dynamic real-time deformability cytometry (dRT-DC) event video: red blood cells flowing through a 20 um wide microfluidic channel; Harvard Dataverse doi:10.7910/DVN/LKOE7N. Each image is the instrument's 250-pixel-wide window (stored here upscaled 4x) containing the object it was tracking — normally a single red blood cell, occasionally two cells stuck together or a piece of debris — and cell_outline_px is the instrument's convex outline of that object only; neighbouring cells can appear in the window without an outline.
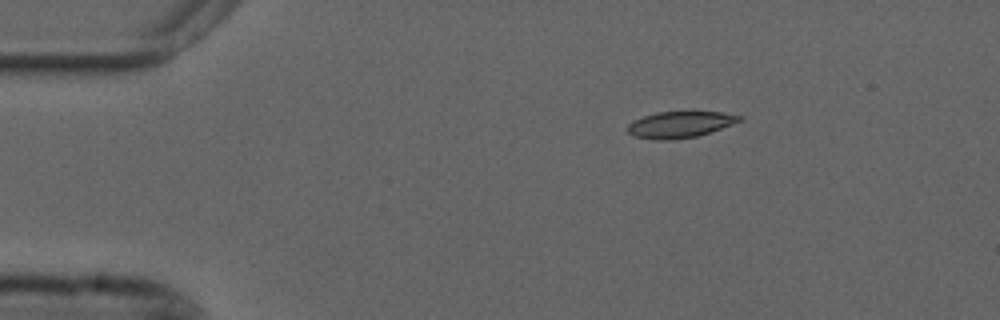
{"species": "common noctule bat (a hibernating species)", "species_latin": "Nyctalus noctula", "temperature_condition": "cold", "stored_images_in_passage": 47, "camera_frame_rate_fps": 3000, "um_per_image_px": 0.085, "animal": {"sex": "male", "forearm_length_mm": 52.5}, "frame": {"image": 1, "passage_image": 1, "time_ms": 0.0, "image_size_px": [1000, 320], "cell_outline_px": [[744, 120], [696, 136], [668, 140], [656, 140], [632, 136], [628, 132], [628, 124], [632, 120], [656, 112], [720, 112], [744, 116]], "centroid_in_image_um": [57.77, 10.58], "position_along_channel_um": 27.2, "area_um2": 17.05}}
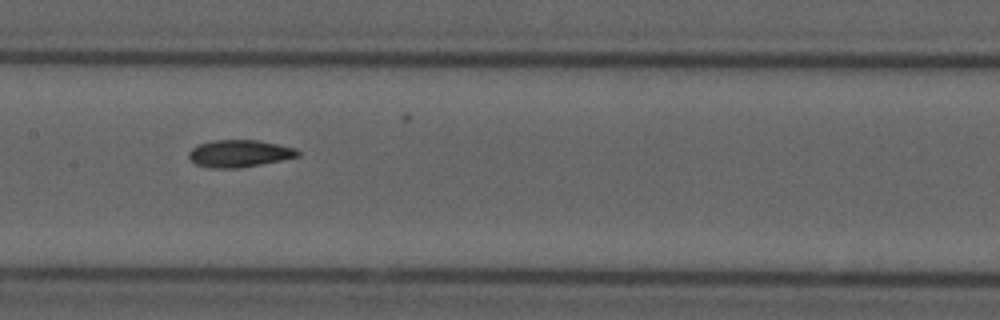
{"frame": {"image": 2, "passage_image": 19, "time_ms": 6.0, "image_size_px": [1000, 320], "cell_outline_px": [[300, 156], [240, 168], [208, 168], [196, 164], [188, 156], [188, 152], [196, 144], [216, 140], [256, 140], [296, 148], [300, 152]], "centroid_in_image_um": [20.32, 13.05], "position_along_channel_um": 187.1, "area_um2": 17.22}}
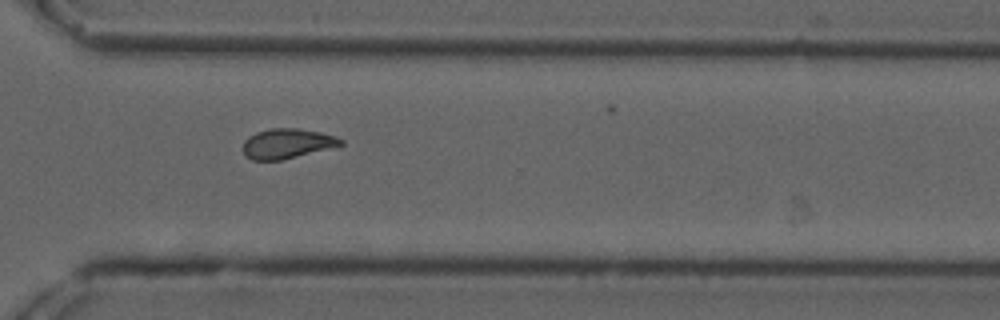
{"frame": {"image": 3, "passage_image": 32, "time_ms": 10.333, "image_size_px": [1000, 320], "cell_outline_px": [[344, 144], [280, 160], [252, 160], [244, 156], [244, 140], [248, 136], [256, 132], [272, 128], [296, 128], [320, 132], [336, 136], [344, 140]], "centroid_in_image_um": [24.38, 12.19], "position_along_channel_um": 346.2, "area_um2": 16.82}, "authors_computed_cell_mechanics": {"area_um2": 17.2244, "velocity_mm_per_s": 3.6873, "shape_relaxation_time_tau1_ms": 7.3628, "shape_relaxation_time_tau2_ms": 3.8944, "deformation_change_tau1": 0.1692, "deformation_change_tau2": 0.0954}}